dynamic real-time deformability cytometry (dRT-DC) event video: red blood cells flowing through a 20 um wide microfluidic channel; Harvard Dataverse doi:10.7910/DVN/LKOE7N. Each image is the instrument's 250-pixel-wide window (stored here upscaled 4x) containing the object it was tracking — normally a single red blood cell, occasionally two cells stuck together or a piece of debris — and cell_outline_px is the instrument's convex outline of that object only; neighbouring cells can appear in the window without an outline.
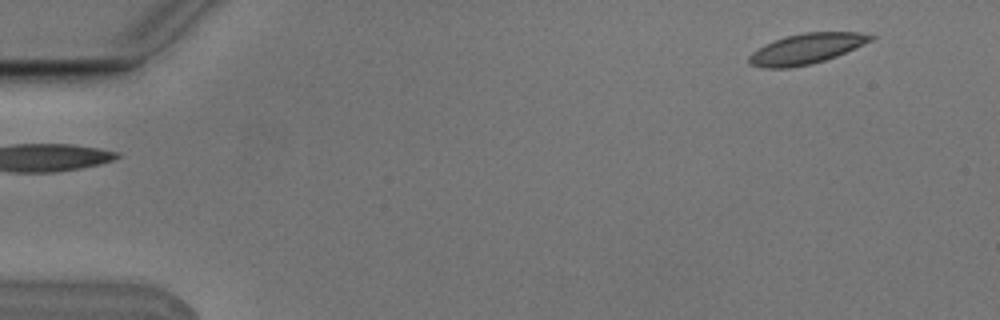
{"species": "Egyptian fruit bat (a non-hibernating species)", "species_latin": "Rousettus aegyptiacus", "temperature_condition": "cold", "stored_images_in_passage": 6, "camera_frame_rate_fps": 3000, "um_per_image_px": 0.085, "animal": {"sex": "male"}, "frame": {"image": 1, "passage_image": 6, "time_ms": 1.667, "image_size_px": [1000, 320], "cell_outline_px": [[876, 36], [872, 40], [836, 56], [812, 64], [788, 68], [764, 68], [752, 64], [748, 60], [748, 56], [752, 52], [764, 44], [784, 36], [804, 32], [860, 32]], "centroid_in_image_um": [68.52, 4.13], "position_along_channel_um": 16.5, "area_um2": 21.44}}